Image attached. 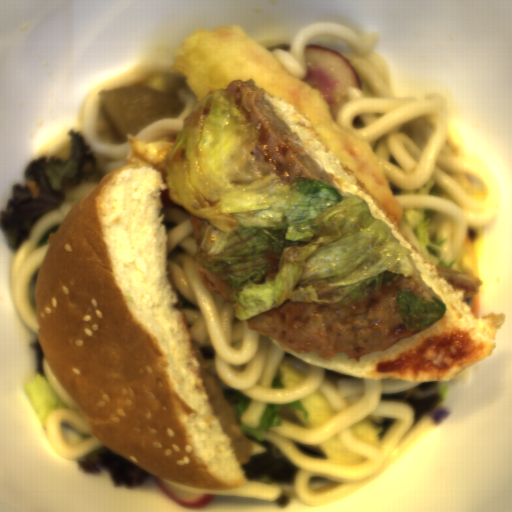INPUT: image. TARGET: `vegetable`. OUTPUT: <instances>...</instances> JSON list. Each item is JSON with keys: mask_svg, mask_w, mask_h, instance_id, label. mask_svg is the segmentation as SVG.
Instances as JSON below:
<instances>
[{"mask_svg": "<svg viewBox=\"0 0 512 512\" xmlns=\"http://www.w3.org/2000/svg\"><path fill=\"white\" fill-rule=\"evenodd\" d=\"M69 135L68 154L31 160L10 186L6 210L0 211V228L8 235L9 250L23 245L39 222L81 183L100 179L103 170L86 135L77 128Z\"/></svg>", "mask_w": 512, "mask_h": 512, "instance_id": "vegetable-1", "label": "vegetable"}, {"mask_svg": "<svg viewBox=\"0 0 512 512\" xmlns=\"http://www.w3.org/2000/svg\"><path fill=\"white\" fill-rule=\"evenodd\" d=\"M227 403L233 406L237 424L250 442L251 454L248 465L241 466L246 481H269L276 484H292L299 475L300 467L287 455L285 450L277 448L262 439L263 431L276 429L286 410H293L306 418L310 417L309 405L300 401H286L268 405L258 426H246L242 416L250 399L241 393H224Z\"/></svg>", "mask_w": 512, "mask_h": 512, "instance_id": "vegetable-2", "label": "vegetable"}, {"mask_svg": "<svg viewBox=\"0 0 512 512\" xmlns=\"http://www.w3.org/2000/svg\"><path fill=\"white\" fill-rule=\"evenodd\" d=\"M403 213L402 223L415 248L430 260L434 267L447 264L441 253L440 227L437 216L426 208L398 207Z\"/></svg>", "mask_w": 512, "mask_h": 512, "instance_id": "vegetable-3", "label": "vegetable"}, {"mask_svg": "<svg viewBox=\"0 0 512 512\" xmlns=\"http://www.w3.org/2000/svg\"><path fill=\"white\" fill-rule=\"evenodd\" d=\"M83 472L107 470L113 482L125 485H141L150 475L134 463L110 450L103 443L84 456L79 465Z\"/></svg>", "mask_w": 512, "mask_h": 512, "instance_id": "vegetable-4", "label": "vegetable"}, {"mask_svg": "<svg viewBox=\"0 0 512 512\" xmlns=\"http://www.w3.org/2000/svg\"><path fill=\"white\" fill-rule=\"evenodd\" d=\"M22 388L42 427H49L56 411L67 407L43 376L34 373Z\"/></svg>", "mask_w": 512, "mask_h": 512, "instance_id": "vegetable-5", "label": "vegetable"}]
</instances>
